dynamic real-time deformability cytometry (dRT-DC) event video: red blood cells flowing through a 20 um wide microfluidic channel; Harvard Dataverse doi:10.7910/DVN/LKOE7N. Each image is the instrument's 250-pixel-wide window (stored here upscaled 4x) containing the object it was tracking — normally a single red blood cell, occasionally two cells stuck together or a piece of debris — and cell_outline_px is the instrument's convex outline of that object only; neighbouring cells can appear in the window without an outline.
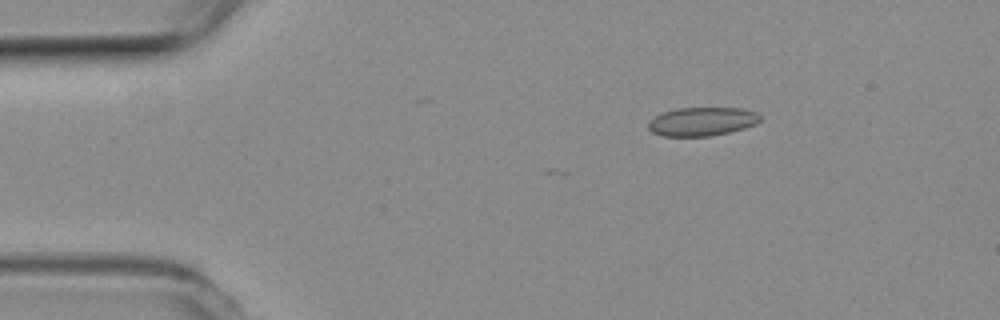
{"species": "common noctule bat (a hibernating species)", "species_latin": "Nyctalus noctula", "temperature_condition": "room temperature", "stored_images_in_passage": 6, "segment_of_instrument_passage": [1, 2], "camera_frame_rate_fps": 3000, "um_per_image_px": 0.085, "animal": {"sex": "female", "body_mass_g": 19.3, "forearm_length_mm": 54.1}, "frame": {"image": 1, "passage_image": 3, "time_ms": 0.667, "image_size_px": [1000, 320], "cell_outline_px": [[760, 120], [756, 124], [744, 128], [728, 132], [708, 136], [664, 136], [652, 132], [648, 128], [648, 120], [664, 112], [676, 108], [740, 108], [756, 112], [760, 116]], "centroid_in_image_um": [59.65, 10.32], "position_along_channel_um": 25.3, "area_um2": 18.55}}